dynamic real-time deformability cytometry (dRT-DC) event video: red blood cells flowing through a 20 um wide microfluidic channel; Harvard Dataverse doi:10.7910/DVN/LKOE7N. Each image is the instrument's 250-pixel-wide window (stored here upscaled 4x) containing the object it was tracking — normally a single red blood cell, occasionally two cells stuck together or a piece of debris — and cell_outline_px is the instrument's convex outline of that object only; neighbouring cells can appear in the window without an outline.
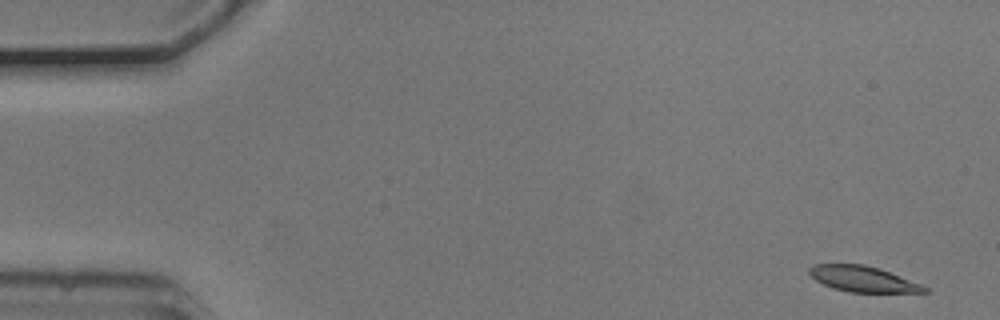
{"species": "common noctule bat (a hibernating species)", "species_latin": "Nyctalus noctula", "temperature_condition": "cold", "stored_images_in_passage": 5, "camera_frame_rate_fps": 3000, "um_per_image_px": 0.085, "animal": {"sex": "male", "body_mass_g": 20.5, "forearm_length_mm": 52.5}, "frame": {"image": 1, "passage_image": 1, "time_ms": 0.0, "image_size_px": [1000, 320], "cell_outline_px": [[932, 292], [848, 292], [832, 288], [816, 280], [808, 272], [808, 268], [812, 264], [864, 264], [880, 268], [920, 284], [928, 288]], "centroid_in_image_um": [73.33, 23.71], "position_along_channel_um": 11.7, "area_um2": 17.22}}
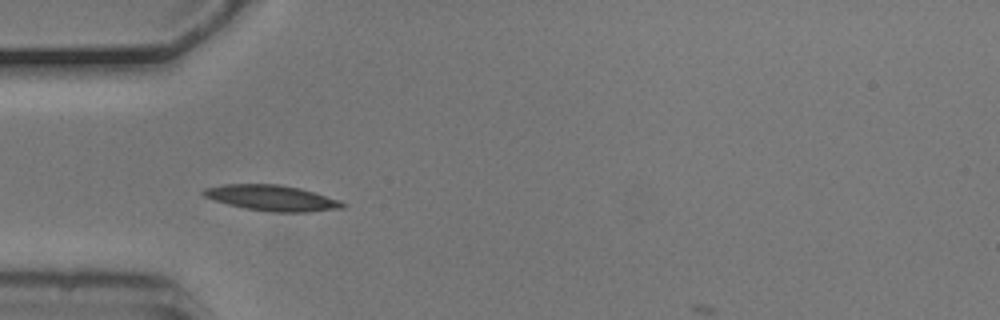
{"frame": {"image": 2, "passage_image": 5, "time_ms": 1.333, "image_size_px": [1000, 320], "cell_outline_px": [[348, 204], [344, 208], [304, 212], [272, 212], [244, 208], [228, 204], [204, 196], [200, 192], [204, 188], [224, 184], [280, 184], [300, 188], [340, 200]], "centroid_in_image_um": [23.12, 16.82], "position_along_channel_um": 61.9, "area_um2": 20.81}}